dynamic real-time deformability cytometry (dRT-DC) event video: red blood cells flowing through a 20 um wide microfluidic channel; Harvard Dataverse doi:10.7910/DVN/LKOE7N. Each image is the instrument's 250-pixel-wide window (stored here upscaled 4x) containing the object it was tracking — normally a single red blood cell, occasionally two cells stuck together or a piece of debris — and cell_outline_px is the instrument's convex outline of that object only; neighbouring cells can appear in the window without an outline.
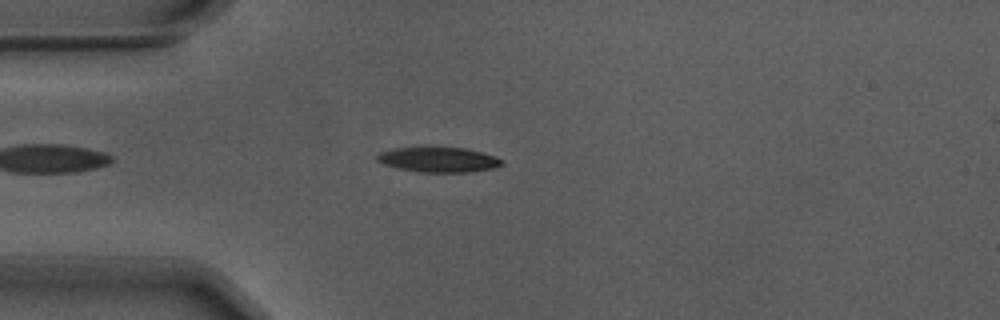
{"species": "Egyptian fruit bat (a non-hibernating species)", "species_latin": "Rousettus aegyptiacus", "temperature_condition": "warm", "stored_images_in_passage": 43, "camera_frame_rate_fps": 3000, "um_per_image_px": 0.085, "animal": {"sex": "male"}, "frame": {"image": 1, "passage_image": 2, "time_ms": 0.333, "image_size_px": [1000, 320], "cell_outline_px": [[504, 164], [492, 168], [468, 172], [420, 172], [400, 168], [384, 164], [376, 160], [376, 156], [380, 152], [392, 148], [420, 144], [464, 148], [496, 156], [504, 160]], "centroid_in_image_um": [37.23, 13.51], "position_along_channel_um": 47.8, "area_um2": 18.96}}
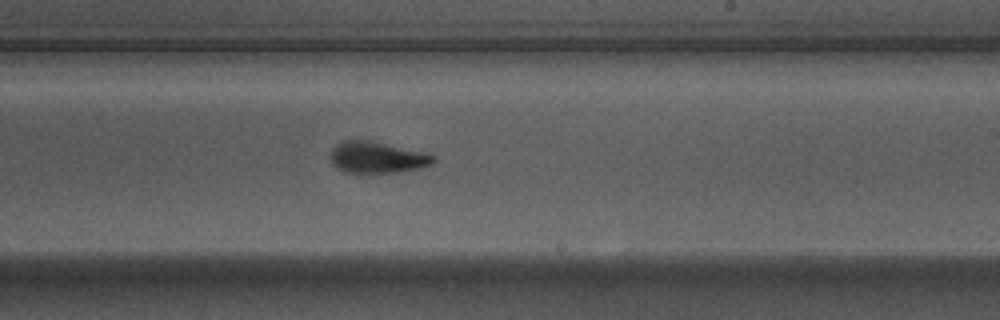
{"frame": {"image": 2, "passage_image": 20, "time_ms": 6.333, "image_size_px": [1000, 320], "cell_outline_px": [[436, 160], [432, 164], [420, 168], [404, 172], [368, 176], [344, 172], [336, 168], [332, 164], [328, 156], [332, 148], [340, 140], [368, 140], [424, 152], [436, 156]], "centroid_in_image_um": [32.0, 13.43], "position_along_channel_um": 257.0, "area_um2": 19.94}}
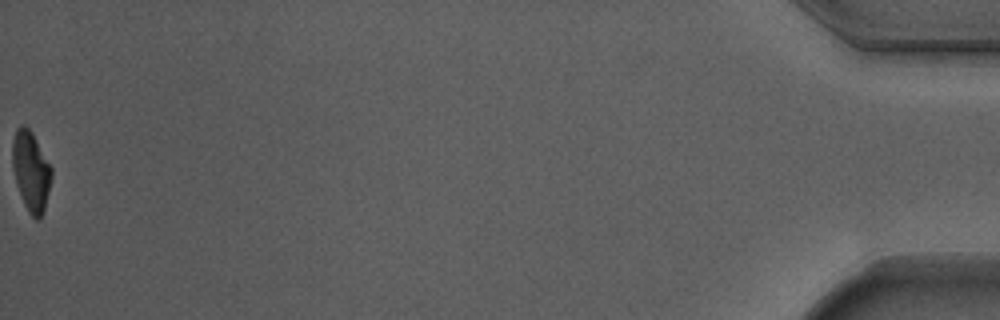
{"frame": {"image": 3, "passage_image": 43, "time_ms": 14.0, "image_size_px": [1000, 320], "cell_outline_px": [[52, 176], [44, 208], [40, 220], [36, 220], [28, 212], [24, 204], [16, 180], [12, 164], [12, 144], [16, 128], [20, 124], [24, 124], [32, 132], [52, 168]], "centroid_in_image_um": [2.63, 14.52], "position_along_channel_um": 432.6, "area_um2": 17.98}, "authors_computed_cell_mechanics": {"area_um2": 19.1896, "velocity_mm_per_s": 3.7107, "shape_relaxation_time_tau1_ms": 2.9322, "shape_relaxation_time_tau2_ms": 2.0031, "deformation_change_tau1": 0.1674, "deformation_change_tau2": 0.0882}}